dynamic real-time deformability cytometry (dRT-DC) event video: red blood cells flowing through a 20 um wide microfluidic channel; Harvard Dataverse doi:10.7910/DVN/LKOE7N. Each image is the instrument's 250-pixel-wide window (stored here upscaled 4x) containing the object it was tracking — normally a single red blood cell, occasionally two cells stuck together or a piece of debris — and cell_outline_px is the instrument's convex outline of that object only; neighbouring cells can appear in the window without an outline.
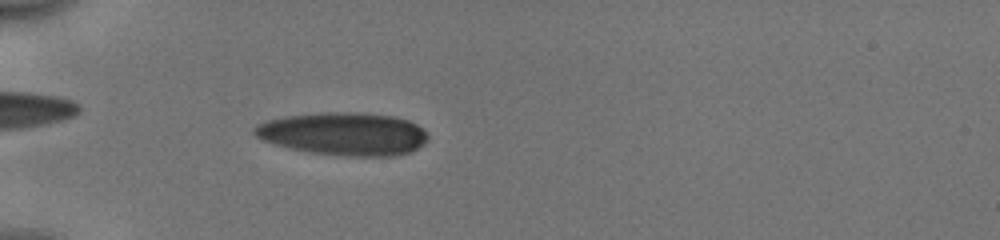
{"species": "human", "species_latin": "Homo sapiens", "temperature_condition": "cold", "stored_images_in_passage": 52, "camera_frame_rate_fps": 3000, "um_per_image_px": 0.085, "donor": {"sex": "male"}, "frame": {"image": 1, "passage_image": 17, "time_ms": 5.333, "image_size_px": [1000, 240], "cell_outline_px": [[428, 140], [424, 144], [412, 152], [392, 156], [344, 156], [312, 152], [292, 148], [276, 144], [264, 140], [256, 136], [252, 132], [252, 128], [256, 124], [268, 120], [284, 116], [320, 112], [360, 112], [396, 116], [408, 120], [416, 124], [428, 136]], "centroid_in_image_um": [29.23, 11.36], "position_along_channel_um": 55.8, "area_um2": 43.52}}
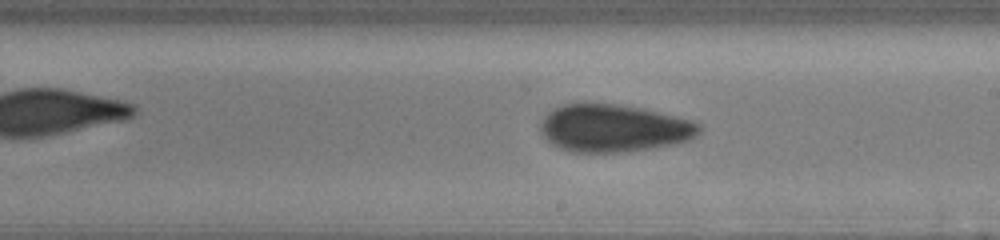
{"frame": {"image": 2, "passage_image": 32, "time_ms": 10.333, "image_size_px": [1000, 240], "cell_outline_px": [[700, 132], [696, 136], [688, 140], [676, 144], [652, 148], [620, 152], [572, 152], [560, 148], [552, 144], [540, 132], [540, 124], [544, 116], [552, 108], [564, 104], [616, 104], [640, 108], [692, 120], [700, 124]], "centroid_in_image_um": [52.15, 10.9], "position_along_channel_um": 236.8, "area_um2": 43.81}}
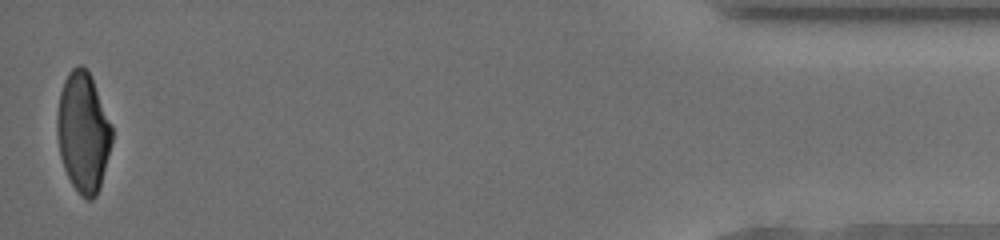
{"frame": {"image": 3, "passage_image": 52, "time_ms": 17.0, "image_size_px": [1000, 240], "cell_outline_px": [[112, 140], [100, 188], [96, 196], [92, 200], [88, 200], [80, 196], [72, 184], [64, 168], [60, 156], [56, 132], [56, 112], [60, 92], [64, 80], [68, 72], [76, 64], [80, 64], [92, 76], [112, 124]], "centroid_in_image_um": [7.06, 11.22], "position_along_channel_um": 428.1, "area_um2": 38.78}, "authors_computed_cell_mechanics": {"area_um2": 40.8935, "velocity_mm_per_s": 3.9857, "shape_relaxation_time_tau1_ms": 5.3284, "shape_relaxation_time_tau2_ms": 2.0945, "deformation_change_tau1": 0.1626, "deformation_change_tau2": 0.0874}}